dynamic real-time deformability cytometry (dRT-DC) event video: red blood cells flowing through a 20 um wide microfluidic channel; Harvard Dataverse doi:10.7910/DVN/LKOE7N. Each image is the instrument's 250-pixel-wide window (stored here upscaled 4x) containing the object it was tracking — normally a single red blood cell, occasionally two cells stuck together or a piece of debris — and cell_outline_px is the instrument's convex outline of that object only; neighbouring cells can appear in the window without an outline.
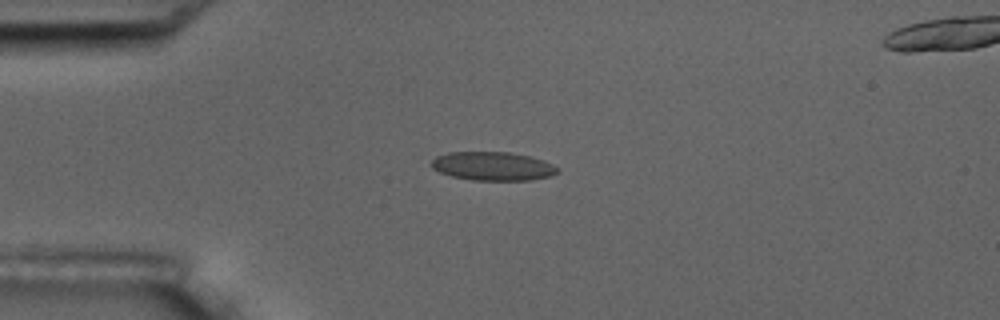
{"species": "common noctule bat (a hibernating species)", "species_latin": "Nyctalus noctula", "temperature_condition": "room temperature", "stored_images_in_passage": 4, "camera_frame_rate_fps": 3000, "um_per_image_px": 0.085, "animal": {"sex": "male", "body_mass_g": 17.5, "forearm_length_mm": 52.3}, "frame": {"image": 1, "passage_image": 2, "time_ms": 2.0, "image_size_px": [1000, 320], "cell_outline_px": [[560, 172], [552, 176], [532, 180], [472, 180], [452, 176], [440, 172], [432, 168], [432, 160], [436, 156], [448, 152], [508, 152], [528, 156], [544, 160], [560, 168]], "centroid_in_image_um": [41.93, 14.13], "position_along_channel_um": 43.1, "area_um2": 21.15}}